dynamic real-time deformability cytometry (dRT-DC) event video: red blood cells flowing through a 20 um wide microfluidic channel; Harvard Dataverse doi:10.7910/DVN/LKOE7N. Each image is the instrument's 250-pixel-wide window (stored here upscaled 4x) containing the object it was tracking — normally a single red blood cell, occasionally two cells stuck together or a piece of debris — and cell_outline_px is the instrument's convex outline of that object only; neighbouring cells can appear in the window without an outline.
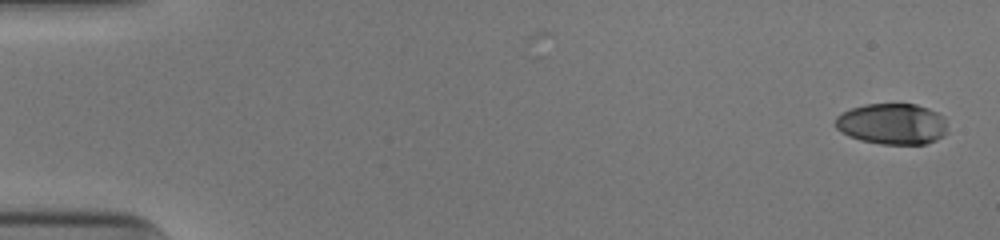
{"species": "human", "species_latin": "Homo sapiens", "temperature_condition": "cold", "stored_images_in_passage": 51, "camera_frame_rate_fps": 3000, "um_per_image_px": 0.085, "donor": {"sex": "male"}, "frame": {"image": 1, "passage_image": 1, "time_ms": 0.0, "image_size_px": [1000, 240], "cell_outline_px": [[948, 132], [944, 136], [936, 140], [924, 144], [880, 144], [860, 140], [848, 136], [840, 132], [836, 128], [836, 116], [852, 108], [864, 104], [916, 104], [928, 108], [944, 116]], "centroid_in_image_um": [75.85, 10.54], "position_along_channel_um": 9.1, "area_um2": 26.99}}
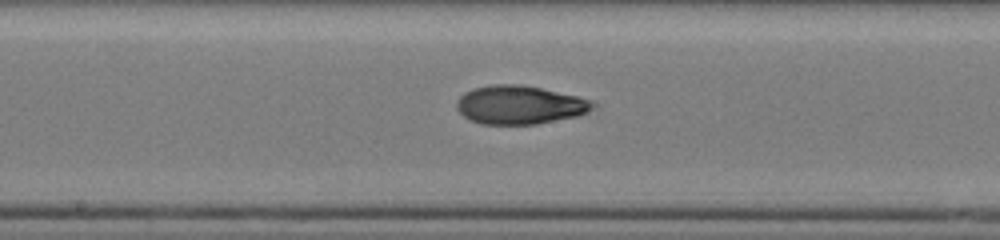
{"frame": {"image": 2, "passage_image": 28, "time_ms": 9.0, "image_size_px": [1000, 240], "cell_outline_px": [[592, 108], [580, 116], [536, 124], [480, 124], [468, 120], [456, 108], [456, 100], [464, 92], [472, 88], [496, 84], [520, 84], [540, 88], [576, 96], [588, 100], [592, 104]], "centroid_in_image_um": [44.1, 8.92], "position_along_channel_um": 204.1, "area_um2": 30.46}}
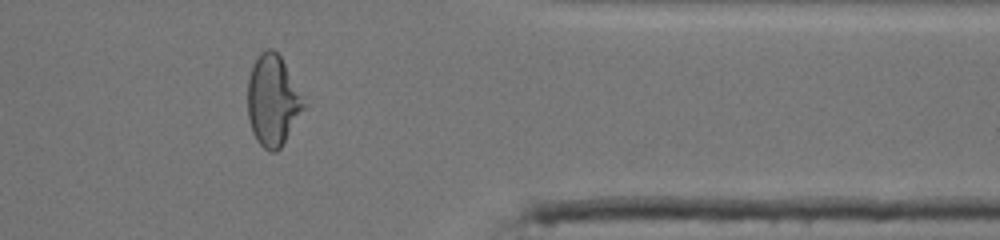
{"frame": {"image": 3, "passage_image": 43, "time_ms": 14.0, "image_size_px": [1000, 240], "cell_outline_px": [[308, 104], [280, 148], [276, 152], [268, 152], [256, 140], [252, 132], [248, 116], [248, 80], [252, 64], [256, 56], [264, 48], [272, 48], [280, 56], [304, 96]], "centroid_in_image_um": [23.2, 8.53], "position_along_channel_um": 388.2, "area_um2": 30.11}, "authors_computed_cell_mechanics": {"area_um2": 29.4202, "velocity_mm_per_s": 3.9601, "shape_relaxation_time_tau1_ms": 7.8268, "shape_relaxation_time_tau2_ms": 2.3102, "deformation_change_tau1": 0.278, "deformation_change_tau2": 0.065}}